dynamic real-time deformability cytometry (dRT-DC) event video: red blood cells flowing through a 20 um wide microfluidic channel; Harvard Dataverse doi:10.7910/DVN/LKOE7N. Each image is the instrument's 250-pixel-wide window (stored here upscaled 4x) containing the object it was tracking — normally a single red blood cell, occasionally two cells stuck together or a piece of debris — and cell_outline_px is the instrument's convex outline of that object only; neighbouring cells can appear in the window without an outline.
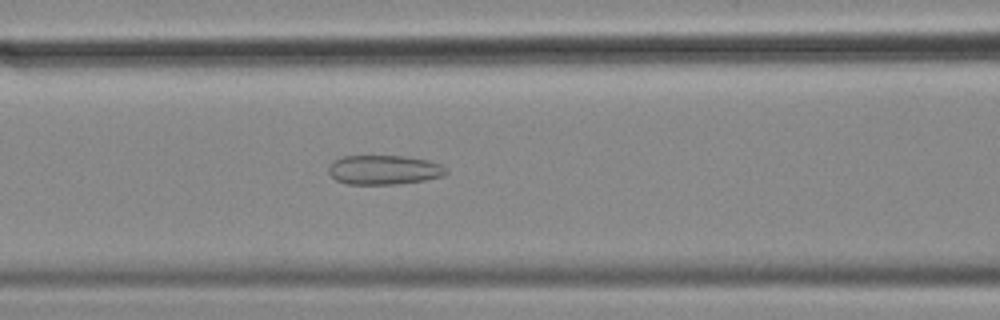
{"species": "common noctule bat (a hibernating species)", "species_latin": "Nyctalus noctula", "temperature_condition": "cold", "stored_images_in_passage": 47, "camera_frame_rate_fps": 3000, "um_per_image_px": 0.085, "animal": {"sex": "female", "body_mass_g": 18.4}, "frame": {"image": 1, "passage_image": 22, "time_ms": 7.0, "image_size_px": [1000, 320], "cell_outline_px": [[448, 172], [444, 176], [424, 180], [396, 184], [348, 184], [336, 180], [328, 172], [328, 168], [332, 160], [344, 156], [404, 156], [428, 160], [440, 164], [448, 168]], "centroid_in_image_um": [32.65, 14.43], "position_along_channel_um": 134.0, "area_um2": 20.23}}
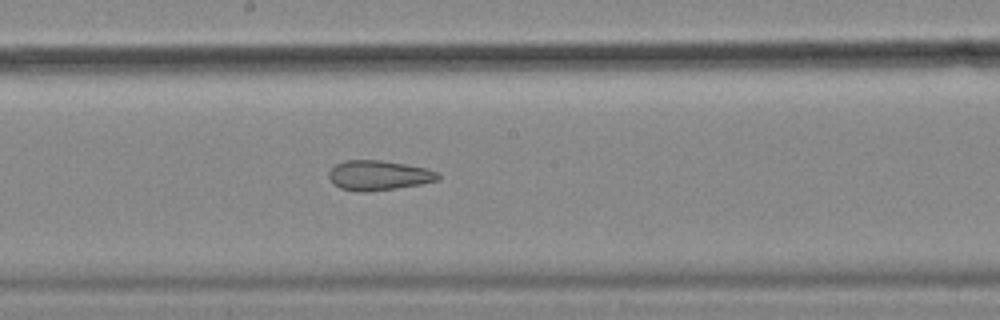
{"frame": {"image": 2, "passage_image": 29, "time_ms": 9.333, "image_size_px": [1000, 320], "cell_outline_px": [[440, 180], [420, 184], [396, 188], [364, 192], [360, 192], [340, 188], [328, 176], [328, 172], [336, 164], [344, 160], [380, 160], [404, 164], [424, 168], [440, 172]], "centroid_in_image_um": [32.2, 14.9], "position_along_channel_um": 216.0, "area_um2": 18.84}}
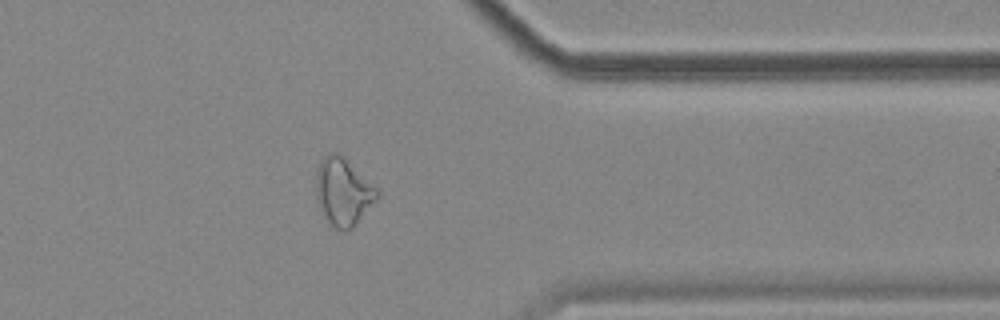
{"frame": {"image": 3, "passage_image": 44, "time_ms": 14.333, "image_size_px": [1000, 320], "cell_outline_px": [[380, 196], [356, 224], [352, 228], [336, 228], [328, 220], [316, 196], [316, 168], [320, 160], [328, 152], [336, 152], [344, 156], [380, 192]], "centroid_in_image_um": [29.17, 16.23], "position_along_channel_um": 382.2, "area_um2": 23.58}, "authors_computed_cell_mechanics": {"area_um2": 22.5998, "velocity_mm_per_s": 3.5295, "shape_relaxation_time_tau1_ms": null, "shape_relaxation_time_tau2_ms": 3.224, "deformation_change_tau1": null, "deformation_change_tau2": 0.1183}}